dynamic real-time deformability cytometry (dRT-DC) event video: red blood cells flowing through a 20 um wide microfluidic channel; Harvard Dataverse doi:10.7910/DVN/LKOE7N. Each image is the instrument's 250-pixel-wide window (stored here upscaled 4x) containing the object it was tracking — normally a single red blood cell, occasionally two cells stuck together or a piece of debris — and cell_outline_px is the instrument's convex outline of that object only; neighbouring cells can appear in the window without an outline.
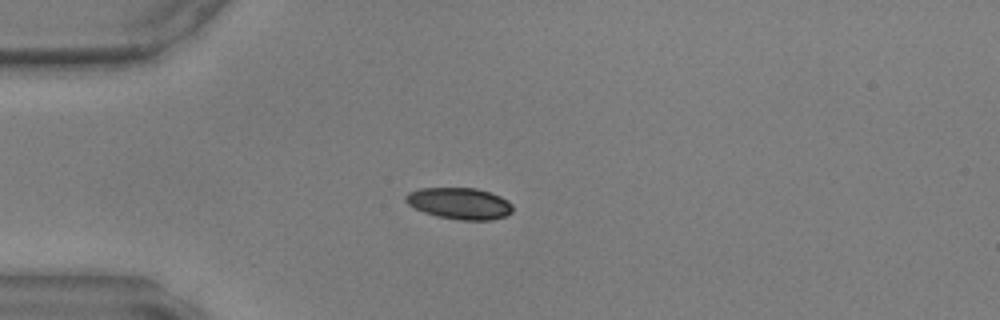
{"species": "common noctule bat (a hibernating species)", "species_latin": "Nyctalus noctula", "temperature_condition": "warm", "stored_images_in_passage": 36, "camera_frame_rate_fps": 3000, "um_per_image_px": 0.085, "animal": {"sex": "male", "body_mass_g": 17.9, "forearm_length_mm": 54.2}, "frame": {"image": 1, "passage_image": 1, "time_ms": 0.0, "image_size_px": [1000, 320], "cell_outline_px": [[512, 212], [504, 216], [492, 220], [460, 220], [436, 216], [424, 212], [408, 204], [404, 200], [404, 196], [408, 192], [420, 188], [476, 188], [500, 196], [508, 200], [512, 204]], "centroid_in_image_um": [39.05, 17.29], "position_along_channel_um": 46.0, "area_um2": 19.65}}
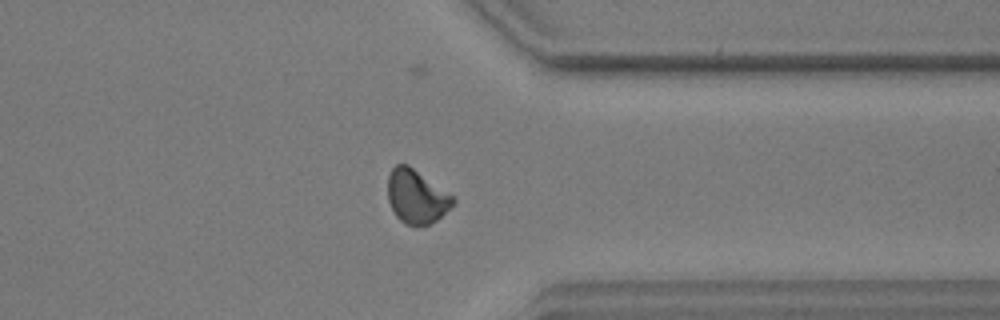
{"frame": {"image": 2, "passage_image": 26, "time_ms": 8.333, "image_size_px": [1000, 320], "cell_outline_px": [[456, 200], [436, 220], [428, 224], [416, 228], [404, 224], [396, 216], [388, 200], [388, 176], [392, 168], [396, 164], [408, 164], [456, 196]], "centroid_in_image_um": [35.4, 16.7], "position_along_channel_um": 376.0, "area_um2": 20.69}}
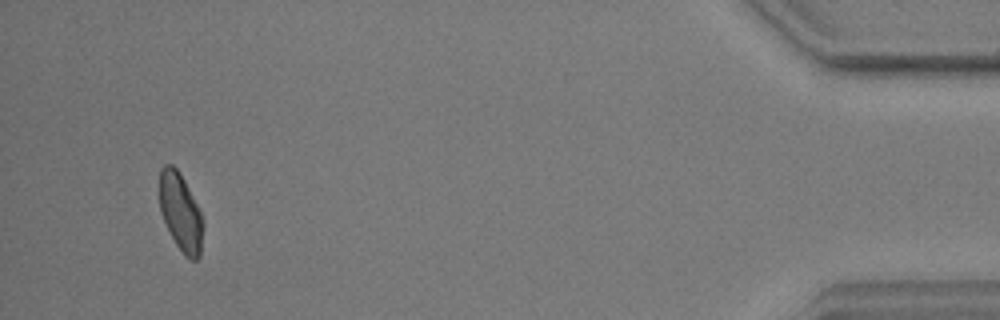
{"frame": {"image": 3, "passage_image": 34, "time_ms": 11.0, "image_size_px": [1000, 320], "cell_outline_px": [[204, 228], [200, 256], [196, 260], [192, 260], [184, 256], [176, 244], [160, 212], [160, 168], [164, 164], [172, 164], [176, 168], [184, 180], [200, 212], [204, 224]], "centroid_in_image_um": [15.36, 18.07], "position_along_channel_um": 419.8, "area_um2": 19.59}}